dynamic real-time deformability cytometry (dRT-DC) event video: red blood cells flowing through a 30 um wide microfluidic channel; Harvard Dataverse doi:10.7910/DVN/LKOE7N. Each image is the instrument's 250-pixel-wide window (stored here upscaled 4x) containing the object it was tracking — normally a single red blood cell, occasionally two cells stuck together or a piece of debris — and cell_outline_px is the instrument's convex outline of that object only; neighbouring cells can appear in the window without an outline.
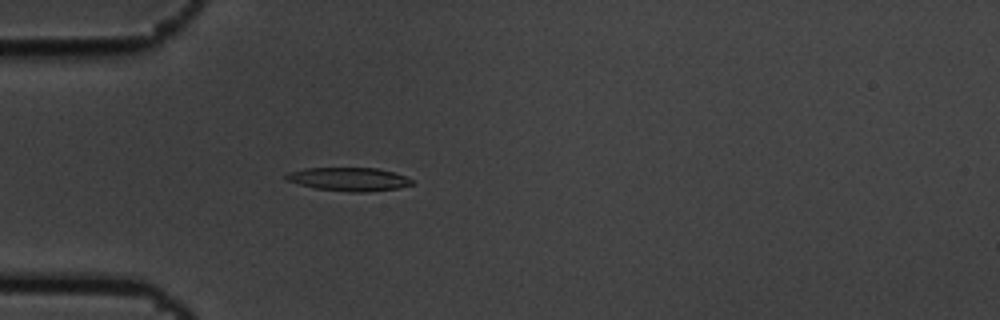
{"species": "common noctule bat (a hibernating species)", "species_latin": "Nyctalus noctula", "temperature_condition": "cold", "stored_images_in_passage": 2, "camera_frame_rate_fps": 3000, "um_per_image_px": 0.085, "animal": {"sex": "male", "body_mass_g": 19.5, "forearm_length_mm": 54.6}, "frame": {"image": 1, "passage_image": 2, "time_ms": 0.333, "image_size_px": [1000, 320], "cell_outline_px": [[412, 184], [396, 188], [368, 192], [348, 192], [316, 188], [284, 180], [284, 176], [288, 172], [304, 168], [376, 168], [392, 172], [404, 176], [412, 180]], "centroid_in_image_um": [29.59, 15.23], "position_along_channel_um": 55.4, "area_um2": 17.05}}